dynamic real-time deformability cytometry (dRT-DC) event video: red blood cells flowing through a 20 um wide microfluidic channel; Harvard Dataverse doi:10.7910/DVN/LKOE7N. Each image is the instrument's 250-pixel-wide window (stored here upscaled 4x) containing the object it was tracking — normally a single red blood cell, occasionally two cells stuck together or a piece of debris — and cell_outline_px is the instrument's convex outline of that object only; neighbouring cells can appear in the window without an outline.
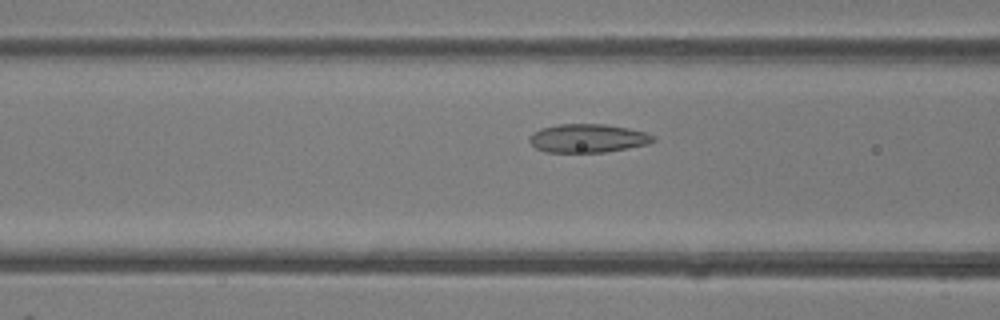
{"species": "common noctule bat (a hibernating species)", "species_latin": "Nyctalus noctula", "temperature_condition": "room temperature", "stored_images_in_passage": 41, "camera_frame_rate_fps": 3000, "um_per_image_px": 0.085, "animal": {"sex": "female"}, "frame": {"image": 1, "passage_image": 12, "time_ms": 3.667, "image_size_px": [1000, 320], "cell_outline_px": [[656, 140], [648, 144], [628, 148], [604, 152], [544, 152], [536, 148], [528, 140], [528, 136], [532, 132], [540, 128], [560, 124], [604, 124], [628, 128], [644, 132], [656, 136]], "centroid_in_image_um": [49.94, 11.75], "position_along_channel_um": 116.7, "area_um2": 20.69}}
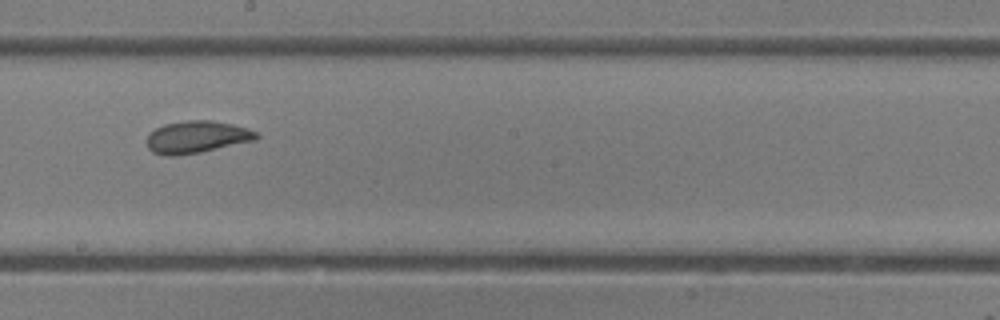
{"frame": {"image": 2, "passage_image": 20, "time_ms": 6.333, "image_size_px": [1000, 320], "cell_outline_px": [[260, 136], [256, 140], [200, 152], [176, 156], [164, 156], [152, 152], [148, 148], [148, 136], [156, 128], [164, 124], [188, 120], [212, 120], [232, 124], [248, 128], [256, 132]], "centroid_in_image_um": [16.74, 11.65], "position_along_channel_um": 231.5, "area_um2": 20.52}}
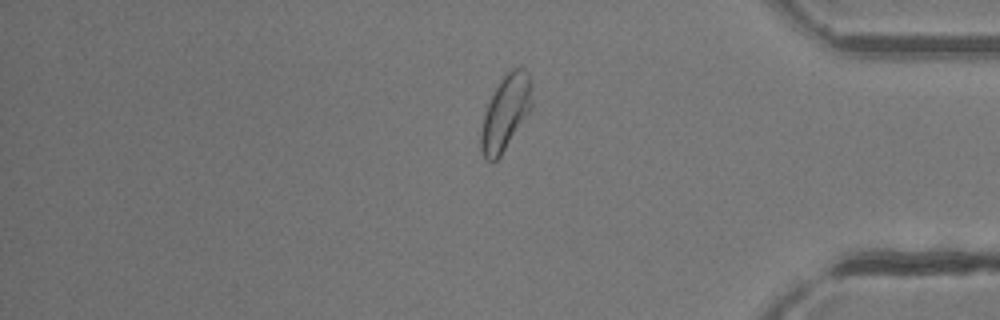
{"frame": {"image": 3, "passage_image": 33, "time_ms": 10.667, "image_size_px": [1000, 320], "cell_outline_px": [[532, 108], [500, 156], [492, 164], [484, 160], [480, 152], [480, 132], [484, 112], [500, 80], [512, 68], [524, 68], [528, 76], [532, 104]], "centroid_in_image_um": [42.92, 9.66], "position_along_channel_um": 392.3, "area_um2": 22.02}, "authors_computed_cell_mechanics": {"area_um2": 21.9062, "velocity_mm_per_s": 4.2999, "shape_relaxation_time_tau1_ms": 3.6258, "shape_relaxation_time_tau2_ms": 1.1628, "deformation_change_tau1": 0.1176, "deformation_change_tau2": 0.0515}}